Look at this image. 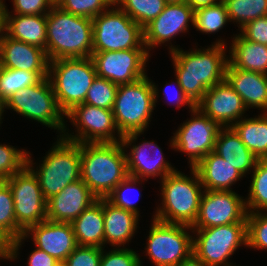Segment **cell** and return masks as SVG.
Returning a JSON list of instances; mask_svg holds the SVG:
<instances>
[{
  "label": "cell",
  "mask_w": 267,
  "mask_h": 266,
  "mask_svg": "<svg viewBox=\"0 0 267 266\" xmlns=\"http://www.w3.org/2000/svg\"><path fill=\"white\" fill-rule=\"evenodd\" d=\"M3 32V11H0V36Z\"/></svg>",
  "instance_id": "obj_53"
},
{
  "label": "cell",
  "mask_w": 267,
  "mask_h": 266,
  "mask_svg": "<svg viewBox=\"0 0 267 266\" xmlns=\"http://www.w3.org/2000/svg\"><path fill=\"white\" fill-rule=\"evenodd\" d=\"M222 0H186L185 2L193 9L197 10L199 8L211 6L221 2Z\"/></svg>",
  "instance_id": "obj_49"
},
{
  "label": "cell",
  "mask_w": 267,
  "mask_h": 266,
  "mask_svg": "<svg viewBox=\"0 0 267 266\" xmlns=\"http://www.w3.org/2000/svg\"><path fill=\"white\" fill-rule=\"evenodd\" d=\"M66 119L62 135L66 140L79 144L116 143L123 138L116 127L112 110L81 103L66 113ZM67 122L74 130L69 129Z\"/></svg>",
  "instance_id": "obj_12"
},
{
  "label": "cell",
  "mask_w": 267,
  "mask_h": 266,
  "mask_svg": "<svg viewBox=\"0 0 267 266\" xmlns=\"http://www.w3.org/2000/svg\"><path fill=\"white\" fill-rule=\"evenodd\" d=\"M55 5L60 1V0H51Z\"/></svg>",
  "instance_id": "obj_57"
},
{
  "label": "cell",
  "mask_w": 267,
  "mask_h": 266,
  "mask_svg": "<svg viewBox=\"0 0 267 266\" xmlns=\"http://www.w3.org/2000/svg\"><path fill=\"white\" fill-rule=\"evenodd\" d=\"M214 152L236 168L244 177L255 169L259 160L242 142L232 127H221L216 136Z\"/></svg>",
  "instance_id": "obj_27"
},
{
  "label": "cell",
  "mask_w": 267,
  "mask_h": 266,
  "mask_svg": "<svg viewBox=\"0 0 267 266\" xmlns=\"http://www.w3.org/2000/svg\"><path fill=\"white\" fill-rule=\"evenodd\" d=\"M104 247L128 248L139 232L140 217L103 198ZM138 229V230H137ZM126 245V246H125Z\"/></svg>",
  "instance_id": "obj_23"
},
{
  "label": "cell",
  "mask_w": 267,
  "mask_h": 266,
  "mask_svg": "<svg viewBox=\"0 0 267 266\" xmlns=\"http://www.w3.org/2000/svg\"><path fill=\"white\" fill-rule=\"evenodd\" d=\"M204 190L232 191L233 185L245 177L214 151L195 167Z\"/></svg>",
  "instance_id": "obj_26"
},
{
  "label": "cell",
  "mask_w": 267,
  "mask_h": 266,
  "mask_svg": "<svg viewBox=\"0 0 267 266\" xmlns=\"http://www.w3.org/2000/svg\"><path fill=\"white\" fill-rule=\"evenodd\" d=\"M189 169L188 175L177 170L158 182L160 199L156 202L158 204L151 219L193 226L198 217L204 189L197 171Z\"/></svg>",
  "instance_id": "obj_2"
},
{
  "label": "cell",
  "mask_w": 267,
  "mask_h": 266,
  "mask_svg": "<svg viewBox=\"0 0 267 266\" xmlns=\"http://www.w3.org/2000/svg\"><path fill=\"white\" fill-rule=\"evenodd\" d=\"M247 249L267 251V211L247 214Z\"/></svg>",
  "instance_id": "obj_40"
},
{
  "label": "cell",
  "mask_w": 267,
  "mask_h": 266,
  "mask_svg": "<svg viewBox=\"0 0 267 266\" xmlns=\"http://www.w3.org/2000/svg\"><path fill=\"white\" fill-rule=\"evenodd\" d=\"M7 110L56 131L57 137L64 133L66 114L58 104L48 77L13 94L3 103L4 116Z\"/></svg>",
  "instance_id": "obj_6"
},
{
  "label": "cell",
  "mask_w": 267,
  "mask_h": 266,
  "mask_svg": "<svg viewBox=\"0 0 267 266\" xmlns=\"http://www.w3.org/2000/svg\"><path fill=\"white\" fill-rule=\"evenodd\" d=\"M27 254L28 258L26 266H54L59 261L54 257L50 256L47 252L42 251L35 247Z\"/></svg>",
  "instance_id": "obj_47"
},
{
  "label": "cell",
  "mask_w": 267,
  "mask_h": 266,
  "mask_svg": "<svg viewBox=\"0 0 267 266\" xmlns=\"http://www.w3.org/2000/svg\"><path fill=\"white\" fill-rule=\"evenodd\" d=\"M113 3V0H60L56 5L71 14L93 19Z\"/></svg>",
  "instance_id": "obj_42"
},
{
  "label": "cell",
  "mask_w": 267,
  "mask_h": 266,
  "mask_svg": "<svg viewBox=\"0 0 267 266\" xmlns=\"http://www.w3.org/2000/svg\"><path fill=\"white\" fill-rule=\"evenodd\" d=\"M166 3H182V2H185L186 0H165Z\"/></svg>",
  "instance_id": "obj_54"
},
{
  "label": "cell",
  "mask_w": 267,
  "mask_h": 266,
  "mask_svg": "<svg viewBox=\"0 0 267 266\" xmlns=\"http://www.w3.org/2000/svg\"><path fill=\"white\" fill-rule=\"evenodd\" d=\"M193 22L194 10L186 2L168 3L162 13L143 28L147 52L153 56L154 49L161 46L163 49L167 46L168 54L180 49L174 40L189 35Z\"/></svg>",
  "instance_id": "obj_16"
},
{
  "label": "cell",
  "mask_w": 267,
  "mask_h": 266,
  "mask_svg": "<svg viewBox=\"0 0 267 266\" xmlns=\"http://www.w3.org/2000/svg\"><path fill=\"white\" fill-rule=\"evenodd\" d=\"M3 120H4L3 104L0 102V127H2L1 124L3 123ZM0 130H1V128H0Z\"/></svg>",
  "instance_id": "obj_52"
},
{
  "label": "cell",
  "mask_w": 267,
  "mask_h": 266,
  "mask_svg": "<svg viewBox=\"0 0 267 266\" xmlns=\"http://www.w3.org/2000/svg\"><path fill=\"white\" fill-rule=\"evenodd\" d=\"M192 232L193 253L207 266H239L230 258L240 247L247 248V223L192 229Z\"/></svg>",
  "instance_id": "obj_11"
},
{
  "label": "cell",
  "mask_w": 267,
  "mask_h": 266,
  "mask_svg": "<svg viewBox=\"0 0 267 266\" xmlns=\"http://www.w3.org/2000/svg\"><path fill=\"white\" fill-rule=\"evenodd\" d=\"M102 248L77 246L65 259L66 266H100Z\"/></svg>",
  "instance_id": "obj_44"
},
{
  "label": "cell",
  "mask_w": 267,
  "mask_h": 266,
  "mask_svg": "<svg viewBox=\"0 0 267 266\" xmlns=\"http://www.w3.org/2000/svg\"><path fill=\"white\" fill-rule=\"evenodd\" d=\"M54 141L39 162L29 150L27 153V166L37 176L46 200L81 179L80 144L63 137Z\"/></svg>",
  "instance_id": "obj_5"
},
{
  "label": "cell",
  "mask_w": 267,
  "mask_h": 266,
  "mask_svg": "<svg viewBox=\"0 0 267 266\" xmlns=\"http://www.w3.org/2000/svg\"><path fill=\"white\" fill-rule=\"evenodd\" d=\"M0 227L12 238H19L24 231L17 225L11 189L0 181Z\"/></svg>",
  "instance_id": "obj_38"
},
{
  "label": "cell",
  "mask_w": 267,
  "mask_h": 266,
  "mask_svg": "<svg viewBox=\"0 0 267 266\" xmlns=\"http://www.w3.org/2000/svg\"><path fill=\"white\" fill-rule=\"evenodd\" d=\"M28 241H32L33 246L47 252L59 262H64L78 246L71 223L44 220L29 227L19 238L13 239L10 262L19 261L23 244Z\"/></svg>",
  "instance_id": "obj_15"
},
{
  "label": "cell",
  "mask_w": 267,
  "mask_h": 266,
  "mask_svg": "<svg viewBox=\"0 0 267 266\" xmlns=\"http://www.w3.org/2000/svg\"><path fill=\"white\" fill-rule=\"evenodd\" d=\"M71 224L79 246L104 248L103 198H98Z\"/></svg>",
  "instance_id": "obj_29"
},
{
  "label": "cell",
  "mask_w": 267,
  "mask_h": 266,
  "mask_svg": "<svg viewBox=\"0 0 267 266\" xmlns=\"http://www.w3.org/2000/svg\"><path fill=\"white\" fill-rule=\"evenodd\" d=\"M10 1V0H9ZM11 11L4 7L3 14L43 15L55 5L51 0H11Z\"/></svg>",
  "instance_id": "obj_45"
},
{
  "label": "cell",
  "mask_w": 267,
  "mask_h": 266,
  "mask_svg": "<svg viewBox=\"0 0 267 266\" xmlns=\"http://www.w3.org/2000/svg\"><path fill=\"white\" fill-rule=\"evenodd\" d=\"M117 90V84L97 76L91 87L88 89L84 103L95 107L112 110L114 101L116 99Z\"/></svg>",
  "instance_id": "obj_39"
},
{
  "label": "cell",
  "mask_w": 267,
  "mask_h": 266,
  "mask_svg": "<svg viewBox=\"0 0 267 266\" xmlns=\"http://www.w3.org/2000/svg\"><path fill=\"white\" fill-rule=\"evenodd\" d=\"M114 3L142 28L159 16L165 0H115Z\"/></svg>",
  "instance_id": "obj_36"
},
{
  "label": "cell",
  "mask_w": 267,
  "mask_h": 266,
  "mask_svg": "<svg viewBox=\"0 0 267 266\" xmlns=\"http://www.w3.org/2000/svg\"><path fill=\"white\" fill-rule=\"evenodd\" d=\"M143 134L144 132H132L124 135L120 141L126 156L128 174L147 181L158 178L160 182L178 168L166 159L158 141L140 138L145 136Z\"/></svg>",
  "instance_id": "obj_14"
},
{
  "label": "cell",
  "mask_w": 267,
  "mask_h": 266,
  "mask_svg": "<svg viewBox=\"0 0 267 266\" xmlns=\"http://www.w3.org/2000/svg\"><path fill=\"white\" fill-rule=\"evenodd\" d=\"M1 260H3V262L7 260L10 261V252H0V261Z\"/></svg>",
  "instance_id": "obj_51"
},
{
  "label": "cell",
  "mask_w": 267,
  "mask_h": 266,
  "mask_svg": "<svg viewBox=\"0 0 267 266\" xmlns=\"http://www.w3.org/2000/svg\"><path fill=\"white\" fill-rule=\"evenodd\" d=\"M0 142V181L13 176L27 165L28 149Z\"/></svg>",
  "instance_id": "obj_37"
},
{
  "label": "cell",
  "mask_w": 267,
  "mask_h": 266,
  "mask_svg": "<svg viewBox=\"0 0 267 266\" xmlns=\"http://www.w3.org/2000/svg\"><path fill=\"white\" fill-rule=\"evenodd\" d=\"M249 116L241 118L231 127L258 159H267V113Z\"/></svg>",
  "instance_id": "obj_30"
},
{
  "label": "cell",
  "mask_w": 267,
  "mask_h": 266,
  "mask_svg": "<svg viewBox=\"0 0 267 266\" xmlns=\"http://www.w3.org/2000/svg\"><path fill=\"white\" fill-rule=\"evenodd\" d=\"M245 197L232 191L204 190L192 229L247 223Z\"/></svg>",
  "instance_id": "obj_19"
},
{
  "label": "cell",
  "mask_w": 267,
  "mask_h": 266,
  "mask_svg": "<svg viewBox=\"0 0 267 266\" xmlns=\"http://www.w3.org/2000/svg\"><path fill=\"white\" fill-rule=\"evenodd\" d=\"M191 115L175 129L167 142L176 153L187 158L188 168H194L206 155L214 151L216 136L221 128L197 107L188 110Z\"/></svg>",
  "instance_id": "obj_13"
},
{
  "label": "cell",
  "mask_w": 267,
  "mask_h": 266,
  "mask_svg": "<svg viewBox=\"0 0 267 266\" xmlns=\"http://www.w3.org/2000/svg\"><path fill=\"white\" fill-rule=\"evenodd\" d=\"M146 182L148 181L128 175L113 189V191L106 197V199L114 206L133 212L134 214L142 218L137 201L140 198L142 199L143 195L141 191L144 190V183Z\"/></svg>",
  "instance_id": "obj_31"
},
{
  "label": "cell",
  "mask_w": 267,
  "mask_h": 266,
  "mask_svg": "<svg viewBox=\"0 0 267 266\" xmlns=\"http://www.w3.org/2000/svg\"><path fill=\"white\" fill-rule=\"evenodd\" d=\"M155 108L153 86L148 75L134 83L118 85L112 112L120 134L148 131Z\"/></svg>",
  "instance_id": "obj_7"
},
{
  "label": "cell",
  "mask_w": 267,
  "mask_h": 266,
  "mask_svg": "<svg viewBox=\"0 0 267 266\" xmlns=\"http://www.w3.org/2000/svg\"><path fill=\"white\" fill-rule=\"evenodd\" d=\"M92 20L93 52L146 49L143 28L115 3Z\"/></svg>",
  "instance_id": "obj_10"
},
{
  "label": "cell",
  "mask_w": 267,
  "mask_h": 266,
  "mask_svg": "<svg viewBox=\"0 0 267 266\" xmlns=\"http://www.w3.org/2000/svg\"><path fill=\"white\" fill-rule=\"evenodd\" d=\"M237 32L252 20L267 16V0H222Z\"/></svg>",
  "instance_id": "obj_35"
},
{
  "label": "cell",
  "mask_w": 267,
  "mask_h": 266,
  "mask_svg": "<svg viewBox=\"0 0 267 266\" xmlns=\"http://www.w3.org/2000/svg\"><path fill=\"white\" fill-rule=\"evenodd\" d=\"M6 0H0V11H4V7L6 6Z\"/></svg>",
  "instance_id": "obj_55"
},
{
  "label": "cell",
  "mask_w": 267,
  "mask_h": 266,
  "mask_svg": "<svg viewBox=\"0 0 267 266\" xmlns=\"http://www.w3.org/2000/svg\"><path fill=\"white\" fill-rule=\"evenodd\" d=\"M230 23L226 5L223 1L194 10L193 29L208 35L222 32Z\"/></svg>",
  "instance_id": "obj_34"
},
{
  "label": "cell",
  "mask_w": 267,
  "mask_h": 266,
  "mask_svg": "<svg viewBox=\"0 0 267 266\" xmlns=\"http://www.w3.org/2000/svg\"><path fill=\"white\" fill-rule=\"evenodd\" d=\"M151 55L146 49L92 52L96 74L117 85L130 84L148 75Z\"/></svg>",
  "instance_id": "obj_18"
},
{
  "label": "cell",
  "mask_w": 267,
  "mask_h": 266,
  "mask_svg": "<svg viewBox=\"0 0 267 266\" xmlns=\"http://www.w3.org/2000/svg\"><path fill=\"white\" fill-rule=\"evenodd\" d=\"M177 266H207L204 261L199 259L194 253L182 260Z\"/></svg>",
  "instance_id": "obj_50"
},
{
  "label": "cell",
  "mask_w": 267,
  "mask_h": 266,
  "mask_svg": "<svg viewBox=\"0 0 267 266\" xmlns=\"http://www.w3.org/2000/svg\"><path fill=\"white\" fill-rule=\"evenodd\" d=\"M195 45L189 50L181 47L169 53L175 73L173 76L194 105L208 89L225 79L228 65L227 46L210 44L202 47L198 42Z\"/></svg>",
  "instance_id": "obj_1"
},
{
  "label": "cell",
  "mask_w": 267,
  "mask_h": 266,
  "mask_svg": "<svg viewBox=\"0 0 267 266\" xmlns=\"http://www.w3.org/2000/svg\"><path fill=\"white\" fill-rule=\"evenodd\" d=\"M245 204L248 213L267 211V159H259L251 172Z\"/></svg>",
  "instance_id": "obj_33"
},
{
  "label": "cell",
  "mask_w": 267,
  "mask_h": 266,
  "mask_svg": "<svg viewBox=\"0 0 267 266\" xmlns=\"http://www.w3.org/2000/svg\"><path fill=\"white\" fill-rule=\"evenodd\" d=\"M195 107L220 127H231L249 115L241 96L226 79L208 89Z\"/></svg>",
  "instance_id": "obj_20"
},
{
  "label": "cell",
  "mask_w": 267,
  "mask_h": 266,
  "mask_svg": "<svg viewBox=\"0 0 267 266\" xmlns=\"http://www.w3.org/2000/svg\"><path fill=\"white\" fill-rule=\"evenodd\" d=\"M48 72H31L0 67V102L3 104L23 88L39 83Z\"/></svg>",
  "instance_id": "obj_32"
},
{
  "label": "cell",
  "mask_w": 267,
  "mask_h": 266,
  "mask_svg": "<svg viewBox=\"0 0 267 266\" xmlns=\"http://www.w3.org/2000/svg\"><path fill=\"white\" fill-rule=\"evenodd\" d=\"M96 77L91 57L49 61L48 78L65 114L75 105L84 103Z\"/></svg>",
  "instance_id": "obj_8"
},
{
  "label": "cell",
  "mask_w": 267,
  "mask_h": 266,
  "mask_svg": "<svg viewBox=\"0 0 267 266\" xmlns=\"http://www.w3.org/2000/svg\"><path fill=\"white\" fill-rule=\"evenodd\" d=\"M13 239L0 227V252H10Z\"/></svg>",
  "instance_id": "obj_48"
},
{
  "label": "cell",
  "mask_w": 267,
  "mask_h": 266,
  "mask_svg": "<svg viewBox=\"0 0 267 266\" xmlns=\"http://www.w3.org/2000/svg\"><path fill=\"white\" fill-rule=\"evenodd\" d=\"M54 266H66L64 262H58L57 264H55Z\"/></svg>",
  "instance_id": "obj_56"
},
{
  "label": "cell",
  "mask_w": 267,
  "mask_h": 266,
  "mask_svg": "<svg viewBox=\"0 0 267 266\" xmlns=\"http://www.w3.org/2000/svg\"><path fill=\"white\" fill-rule=\"evenodd\" d=\"M97 199L85 183L79 179L47 200V220L72 223Z\"/></svg>",
  "instance_id": "obj_21"
},
{
  "label": "cell",
  "mask_w": 267,
  "mask_h": 266,
  "mask_svg": "<svg viewBox=\"0 0 267 266\" xmlns=\"http://www.w3.org/2000/svg\"><path fill=\"white\" fill-rule=\"evenodd\" d=\"M93 52V20L54 5L47 13L46 55L49 61L88 58Z\"/></svg>",
  "instance_id": "obj_3"
},
{
  "label": "cell",
  "mask_w": 267,
  "mask_h": 266,
  "mask_svg": "<svg viewBox=\"0 0 267 266\" xmlns=\"http://www.w3.org/2000/svg\"><path fill=\"white\" fill-rule=\"evenodd\" d=\"M143 257L154 266H177L193 253L192 227L151 219ZM146 254V255H145Z\"/></svg>",
  "instance_id": "obj_9"
},
{
  "label": "cell",
  "mask_w": 267,
  "mask_h": 266,
  "mask_svg": "<svg viewBox=\"0 0 267 266\" xmlns=\"http://www.w3.org/2000/svg\"><path fill=\"white\" fill-rule=\"evenodd\" d=\"M225 79L241 96L248 112L257 109V113H267V75L259 72L234 68L229 62Z\"/></svg>",
  "instance_id": "obj_24"
},
{
  "label": "cell",
  "mask_w": 267,
  "mask_h": 266,
  "mask_svg": "<svg viewBox=\"0 0 267 266\" xmlns=\"http://www.w3.org/2000/svg\"><path fill=\"white\" fill-rule=\"evenodd\" d=\"M108 248V250H107ZM130 248H102L100 266H144L141 253Z\"/></svg>",
  "instance_id": "obj_43"
},
{
  "label": "cell",
  "mask_w": 267,
  "mask_h": 266,
  "mask_svg": "<svg viewBox=\"0 0 267 266\" xmlns=\"http://www.w3.org/2000/svg\"><path fill=\"white\" fill-rule=\"evenodd\" d=\"M81 180L97 198H106L129 174L121 142L80 143Z\"/></svg>",
  "instance_id": "obj_4"
},
{
  "label": "cell",
  "mask_w": 267,
  "mask_h": 266,
  "mask_svg": "<svg viewBox=\"0 0 267 266\" xmlns=\"http://www.w3.org/2000/svg\"><path fill=\"white\" fill-rule=\"evenodd\" d=\"M0 67L31 72H48L45 50L14 40L4 32L0 36Z\"/></svg>",
  "instance_id": "obj_22"
},
{
  "label": "cell",
  "mask_w": 267,
  "mask_h": 266,
  "mask_svg": "<svg viewBox=\"0 0 267 266\" xmlns=\"http://www.w3.org/2000/svg\"><path fill=\"white\" fill-rule=\"evenodd\" d=\"M239 33L249 41L267 45V16L250 21Z\"/></svg>",
  "instance_id": "obj_46"
},
{
  "label": "cell",
  "mask_w": 267,
  "mask_h": 266,
  "mask_svg": "<svg viewBox=\"0 0 267 266\" xmlns=\"http://www.w3.org/2000/svg\"><path fill=\"white\" fill-rule=\"evenodd\" d=\"M3 32L14 40L37 46L46 52L47 14H3Z\"/></svg>",
  "instance_id": "obj_28"
},
{
  "label": "cell",
  "mask_w": 267,
  "mask_h": 266,
  "mask_svg": "<svg viewBox=\"0 0 267 266\" xmlns=\"http://www.w3.org/2000/svg\"><path fill=\"white\" fill-rule=\"evenodd\" d=\"M230 41L225 36H218L212 44L228 47V62L234 67L246 71L267 75V45L245 39L239 32L233 33ZM222 37V38H221ZM227 42H230L227 43Z\"/></svg>",
  "instance_id": "obj_25"
},
{
  "label": "cell",
  "mask_w": 267,
  "mask_h": 266,
  "mask_svg": "<svg viewBox=\"0 0 267 266\" xmlns=\"http://www.w3.org/2000/svg\"><path fill=\"white\" fill-rule=\"evenodd\" d=\"M5 182L12 192L16 223L24 232L47 220V200L37 176L27 165Z\"/></svg>",
  "instance_id": "obj_17"
},
{
  "label": "cell",
  "mask_w": 267,
  "mask_h": 266,
  "mask_svg": "<svg viewBox=\"0 0 267 266\" xmlns=\"http://www.w3.org/2000/svg\"><path fill=\"white\" fill-rule=\"evenodd\" d=\"M151 83H152L153 91H154L155 107H157L159 104L157 102H159V101L161 102L162 99H166V98H167L166 100H168V101H164L163 103L168 104L169 106L171 105L177 109H180L183 107H186V108L188 107L189 110H192L195 107V105L184 94L183 89L181 88V86L178 83V80L176 78H174L173 81H171V82L166 81V84L163 85L164 87H163L162 91H161L158 83H155L154 80L151 79ZM171 87H173L172 88L173 90L171 89ZM160 97H163V98L159 99Z\"/></svg>",
  "instance_id": "obj_41"
}]
</instances>
